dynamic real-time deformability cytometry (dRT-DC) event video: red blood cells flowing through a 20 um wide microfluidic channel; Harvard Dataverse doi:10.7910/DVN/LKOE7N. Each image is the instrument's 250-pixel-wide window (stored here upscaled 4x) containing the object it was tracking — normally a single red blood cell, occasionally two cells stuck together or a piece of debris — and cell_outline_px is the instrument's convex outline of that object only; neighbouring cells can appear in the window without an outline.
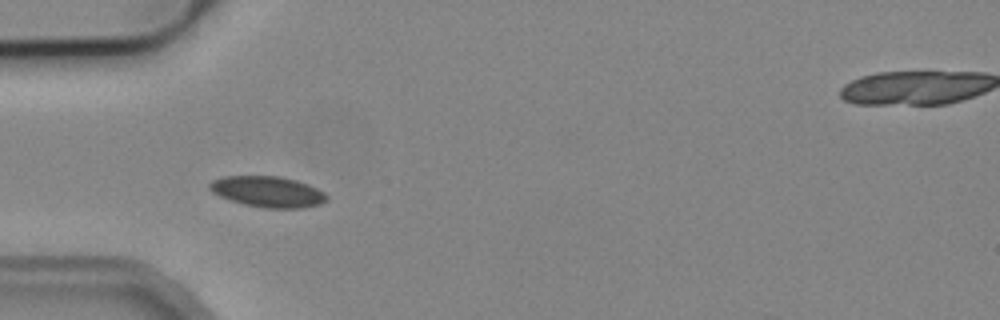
{"species": "common noctule bat (a hibernating species)", "species_latin": "Nyctalus noctula", "temperature_condition": "cold", "stored_images_in_passage": 5, "camera_frame_rate_fps": 3000, "um_per_image_px": 0.085, "animal": {"sex": "male", "body_mass_g": 19.2, "forearm_length_mm": 51.8}, "frame": {"image": 1, "passage_image": 5, "time_ms": 4.667, "image_size_px": [1000, 320], "cell_outline_px": [[328, 200], [320, 204], [304, 208], [264, 208], [244, 204], [220, 196], [212, 192], [208, 188], [208, 184], [212, 180], [224, 176], [280, 176], [296, 180], [308, 184], [324, 192], [328, 196]], "centroid_in_image_um": [22.77, 16.29], "position_along_channel_um": 62.2, "area_um2": 21.15}}